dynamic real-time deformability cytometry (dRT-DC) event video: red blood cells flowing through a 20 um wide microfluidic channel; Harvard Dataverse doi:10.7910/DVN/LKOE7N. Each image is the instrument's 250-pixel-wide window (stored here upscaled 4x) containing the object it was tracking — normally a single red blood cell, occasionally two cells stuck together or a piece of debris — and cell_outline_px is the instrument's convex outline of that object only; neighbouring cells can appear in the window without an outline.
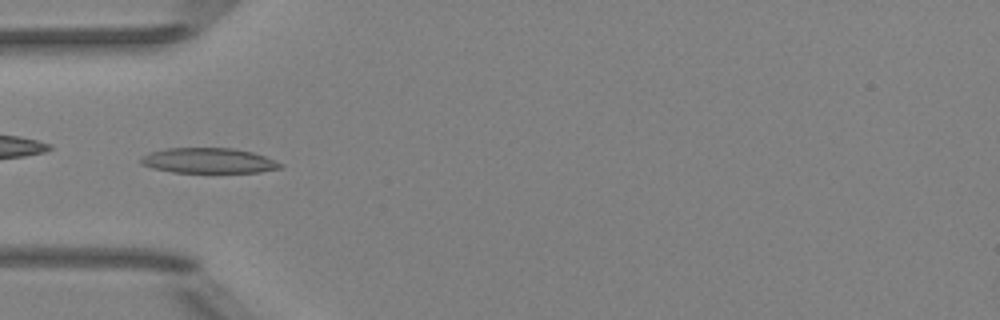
{"species": "Egyptian fruit bat (a non-hibernating species)", "species_latin": "Rousettus aegyptiacus", "temperature_condition": "room temperature", "stored_images_in_passage": 7, "camera_frame_rate_fps": 3000, "um_per_image_px": 0.085, "animal": {"sex": "female"}, "frame": {"image": 1, "passage_image": 5, "time_ms": 5.333, "image_size_px": [1000, 320], "cell_outline_px": [[284, 168], [260, 172], [172, 172], [152, 168], [140, 164], [140, 160], [148, 152], [168, 148], [232, 148], [252, 152], [264, 156], [284, 164]], "centroid_in_image_um": [17.74, 13.65], "position_along_channel_um": 67.3, "area_um2": 20.52}}
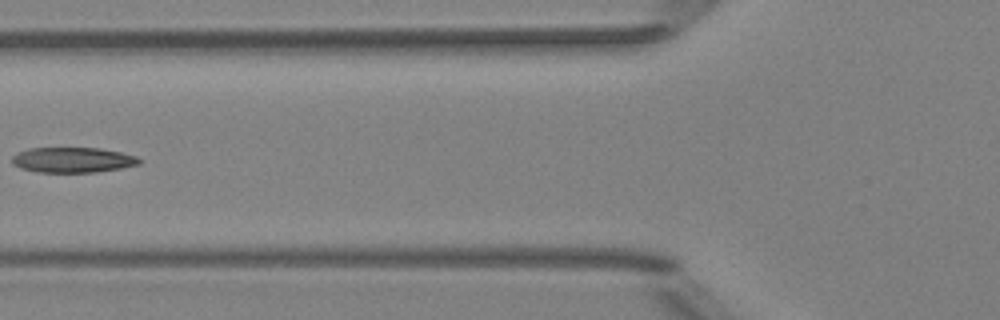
{"frame": {"image": 2, "passage_image": 6, "time_ms": 6.667, "image_size_px": [1000, 320], "cell_outline_px": [[140, 164], [120, 168], [96, 172], [36, 172], [20, 168], [12, 164], [12, 156], [16, 152], [28, 148], [100, 148], [120, 152], [136, 156], [140, 160]], "centroid_in_image_um": [6.13, 13.59], "position_along_channel_um": 119.7, "area_um2": 18.79}}
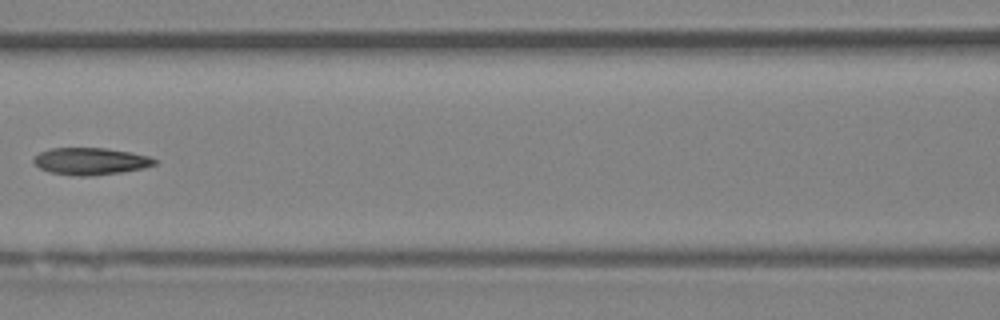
{"frame": {"image": 3, "passage_image": 7, "time_ms": 7.667, "image_size_px": [1000, 320], "cell_outline_px": [[156, 164], [144, 168], [120, 172], [92, 176], [80, 176], [48, 172], [40, 168], [32, 160], [40, 152], [52, 148], [104, 148], [132, 152], [148, 156], [156, 160]], "centroid_in_image_um": [7.7, 13.7], "position_along_channel_um": 158.9, "area_um2": 18.96}}